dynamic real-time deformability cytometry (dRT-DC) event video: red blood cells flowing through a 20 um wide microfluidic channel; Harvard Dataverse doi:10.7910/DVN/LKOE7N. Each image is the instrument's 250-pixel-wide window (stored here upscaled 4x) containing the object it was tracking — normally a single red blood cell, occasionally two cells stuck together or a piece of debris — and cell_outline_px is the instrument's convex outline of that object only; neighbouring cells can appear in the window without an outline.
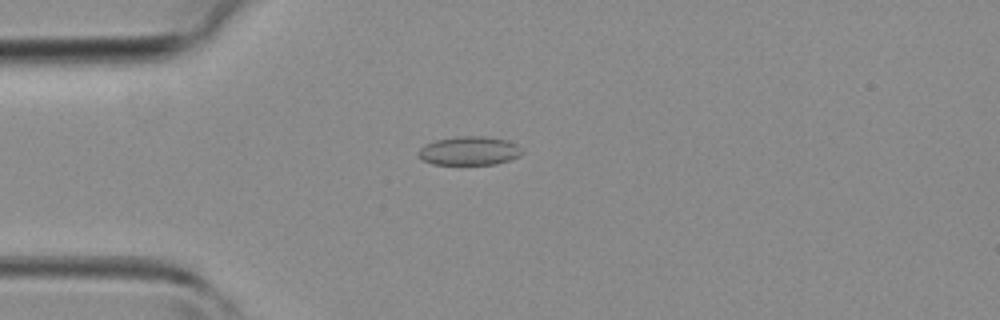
{"species": "common noctule bat (a hibernating species)", "species_latin": "Nyctalus noctula", "temperature_condition": "room temperature", "stored_images_in_passage": 41, "camera_frame_rate_fps": 3000, "um_per_image_px": 0.085, "animal": {"sex": "female", "body_mass_g": 19.3, "forearm_length_mm": 54.1}, "frame": {"image": 1, "passage_image": 10, "time_ms": 3.0, "image_size_px": [1000, 320], "cell_outline_px": [[524, 152], [520, 156], [496, 164], [432, 164], [424, 160], [416, 152], [424, 144], [436, 140], [460, 136], [484, 136], [508, 140], [516, 144]], "centroid_in_image_um": [39.9, 12.81], "position_along_channel_um": 45.1, "area_um2": 17.34}}
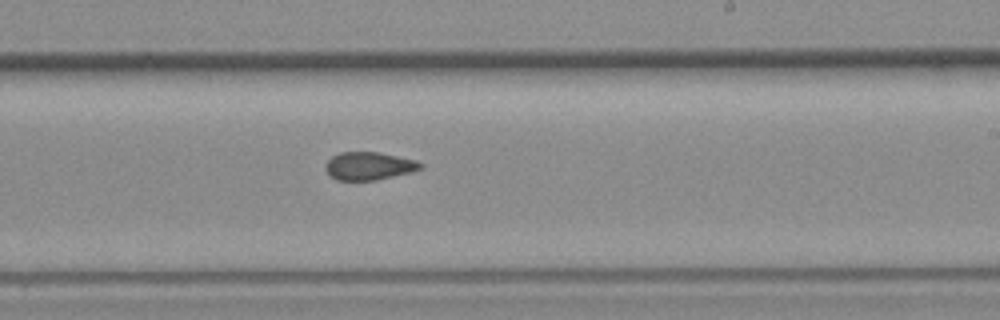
{"frame": {"image": 2, "passage_image": 24, "time_ms": 7.667, "image_size_px": [1000, 320], "cell_outline_px": [[424, 168], [412, 172], [376, 180], [336, 180], [324, 168], [324, 164], [332, 156], [340, 152], [376, 152], [416, 160], [424, 164]], "centroid_in_image_um": [31.38, 14.11], "position_along_channel_um": 257.6, "area_um2": 15.49}}
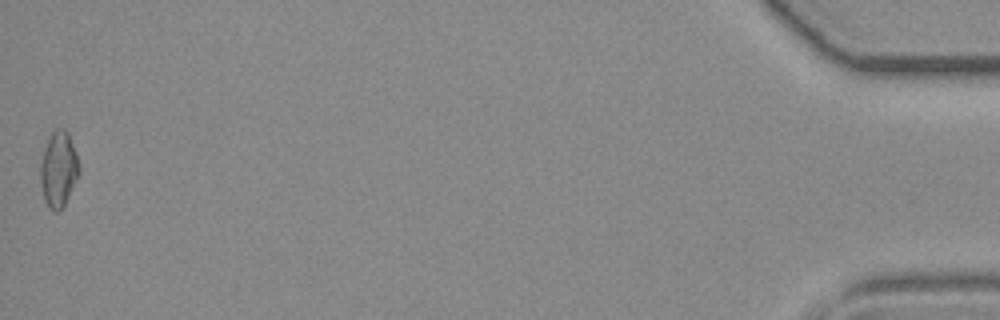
{"frame": {"image": 3, "passage_image": 41, "time_ms": 13.333, "image_size_px": [1000, 320], "cell_outline_px": [[80, 172], [64, 204], [56, 212], [52, 212], [48, 208], [44, 200], [40, 180], [40, 164], [44, 148], [48, 136], [56, 128], [64, 128], [68, 132], [76, 152], [80, 168]], "centroid_in_image_um": [4.96, 14.36], "position_along_channel_um": 430.2, "area_um2": 17.11}}